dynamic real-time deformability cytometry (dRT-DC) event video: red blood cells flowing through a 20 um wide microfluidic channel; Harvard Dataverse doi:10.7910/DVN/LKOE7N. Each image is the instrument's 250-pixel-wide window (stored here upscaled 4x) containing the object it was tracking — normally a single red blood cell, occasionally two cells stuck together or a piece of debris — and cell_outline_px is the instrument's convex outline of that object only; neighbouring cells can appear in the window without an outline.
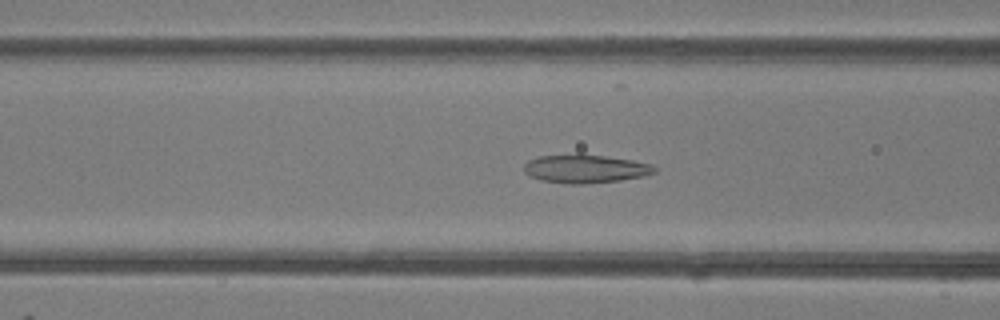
{"species": "common noctule bat (a hibernating species)", "species_latin": "Nyctalus noctula", "temperature_condition": "room temperature", "stored_images_in_passage": 31, "camera_frame_rate_fps": 3000, "um_per_image_px": 0.085, "animal": {"sex": "female"}, "frame": {"image": 1, "passage_image": 4, "time_ms": 1.0, "image_size_px": [1000, 320], "cell_outline_px": [[656, 172], [644, 176], [620, 180], [584, 184], [564, 184], [540, 180], [524, 172], [524, 164], [528, 160], [540, 156], [576, 152], [632, 160], [652, 164], [656, 168]], "centroid_in_image_um": [49.73, 14.33], "position_along_channel_um": 116.9, "area_um2": 22.02}}
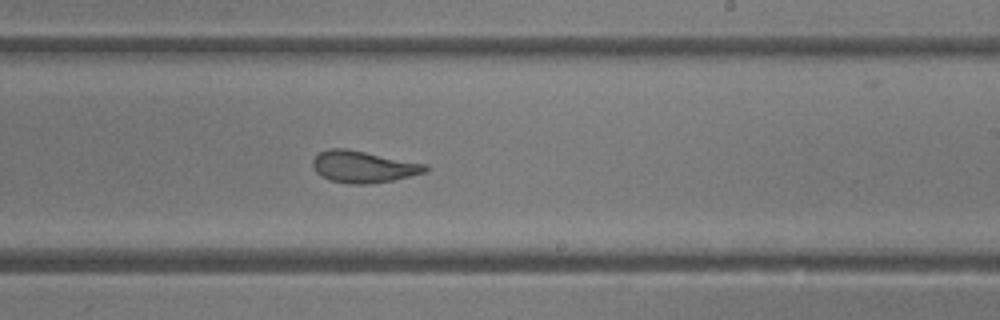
{"frame": {"image": 2, "passage_image": 14, "time_ms": 4.333, "image_size_px": [1000, 320], "cell_outline_px": [[428, 172], [392, 180], [372, 184], [348, 184], [332, 180], [320, 176], [316, 172], [312, 164], [312, 160], [320, 152], [328, 148], [344, 148], [428, 164]], "centroid_in_image_um": [30.89, 14.18], "position_along_channel_um": 258.1, "area_um2": 20.87}}
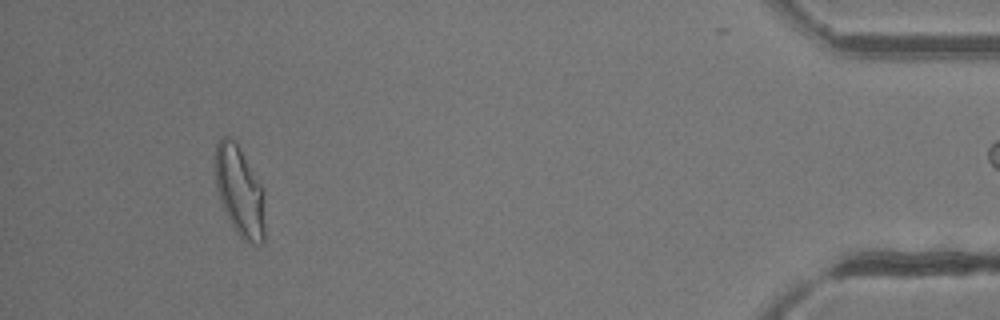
{"frame": {"image": 3, "passage_image": 30, "time_ms": 9.667, "image_size_px": [1000, 320], "cell_outline_px": [[264, 240], [260, 244], [252, 244], [244, 240], [240, 236], [228, 220], [220, 200], [216, 184], [216, 140], [220, 136], [228, 136], [236, 140], [264, 188]], "centroid_in_image_um": [20.39, 16.22], "position_along_channel_um": 414.8, "area_um2": 26.41}}